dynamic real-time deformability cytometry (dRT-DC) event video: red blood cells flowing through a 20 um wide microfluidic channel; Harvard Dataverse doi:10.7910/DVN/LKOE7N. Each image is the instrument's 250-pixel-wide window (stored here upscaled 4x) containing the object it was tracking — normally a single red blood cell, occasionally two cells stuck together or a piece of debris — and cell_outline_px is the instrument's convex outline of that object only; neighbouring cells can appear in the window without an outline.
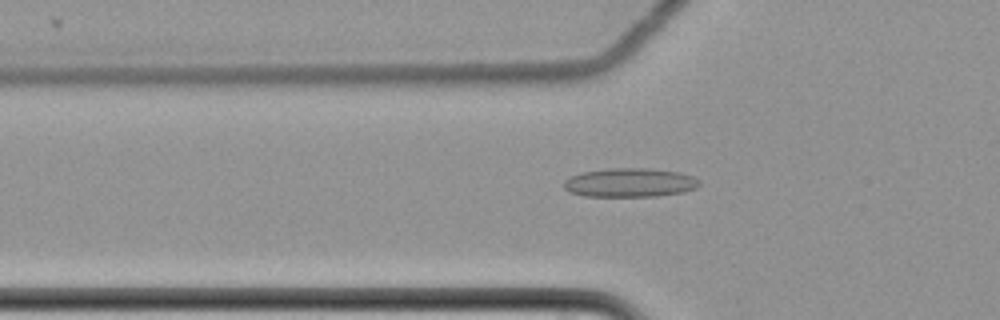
{"species": "common noctule bat (a hibernating species)", "species_latin": "Nyctalus noctula", "temperature_condition": "cold", "stored_images_in_passage": 61, "camera_frame_rate_fps": 3000, "um_per_image_px": 0.085, "animal": {"sex": "female", "body_mass_g": 22.7, "forearm_length_mm": 54.2}, "frame": {"image": 1, "passage_image": 22, "time_ms": 7.0, "image_size_px": [1000, 320], "cell_outline_px": [[700, 184], [696, 188], [684, 192], [656, 196], [584, 196], [568, 192], [564, 188], [564, 180], [568, 176], [580, 172], [608, 168], [648, 168], [680, 172], [692, 176], [700, 180]], "centroid_in_image_um": [53.51, 15.51], "position_along_channel_um": 72.3, "area_um2": 23.12}}
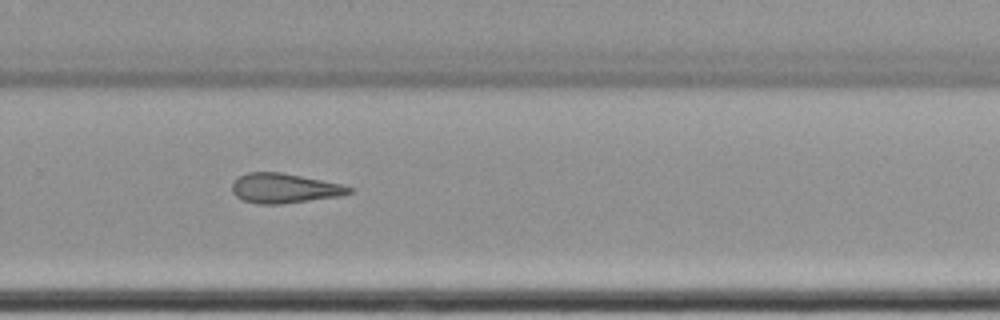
{"frame": {"image": 2, "passage_image": 42, "time_ms": 13.667, "image_size_px": [1000, 320], "cell_outline_px": [[352, 192], [340, 196], [280, 204], [260, 204], [244, 200], [236, 196], [232, 192], [232, 184], [240, 176], [248, 172], [280, 172], [340, 184], [352, 188]], "centroid_in_image_um": [24.15, 16.0], "position_along_channel_um": 305.7, "area_um2": 19.88}}
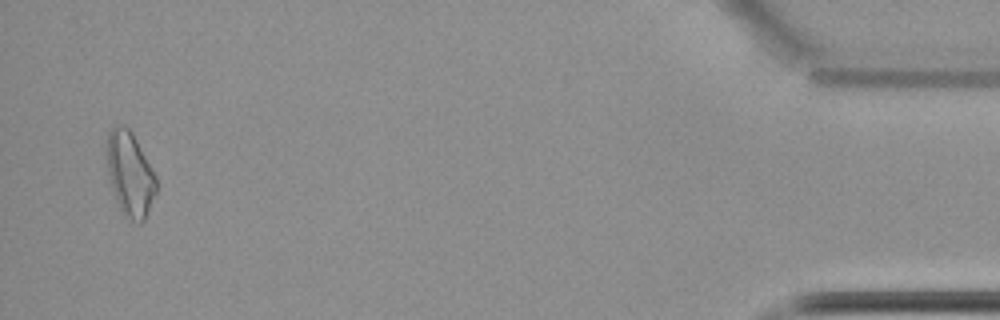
{"frame": {"image": 3, "passage_image": 59, "time_ms": 19.333, "image_size_px": [1000, 320], "cell_outline_px": [[156, 192], [144, 220], [140, 224], [124, 216], [120, 208], [112, 188], [108, 172], [104, 140], [108, 132], [116, 124], [120, 124], [128, 128], [132, 132], [156, 176]], "centroid_in_image_um": [11.01, 14.74], "position_along_channel_um": 424.2, "area_um2": 24.33}}